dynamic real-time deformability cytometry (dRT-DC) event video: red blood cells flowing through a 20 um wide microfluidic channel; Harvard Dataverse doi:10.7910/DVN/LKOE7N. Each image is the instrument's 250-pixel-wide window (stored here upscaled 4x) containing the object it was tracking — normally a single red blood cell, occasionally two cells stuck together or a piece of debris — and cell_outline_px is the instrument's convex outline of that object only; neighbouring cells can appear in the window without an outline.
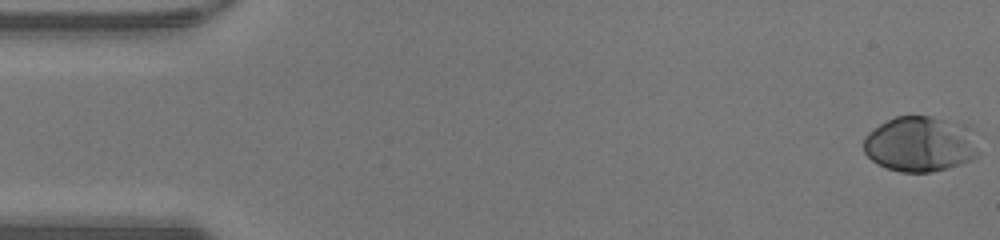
{"species": "human", "species_latin": "Homo sapiens", "temperature_condition": "warm", "stored_images_in_passage": 48, "camera_frame_rate_fps": 3000, "um_per_image_px": 0.085, "donor": {"sex": "male"}, "frame": {"image": 1, "passage_image": 1, "time_ms": 0.0, "image_size_px": [1000, 240], "cell_outline_px": [[980, 156], [972, 160], [948, 168], [932, 172], [900, 172], [876, 164], [864, 152], [864, 136], [868, 132], [880, 124], [896, 116], [928, 116], [944, 120], [964, 132], [980, 152]], "centroid_in_image_um": [78.08, 12.3], "position_along_channel_um": 6.9, "area_um2": 35.89}}
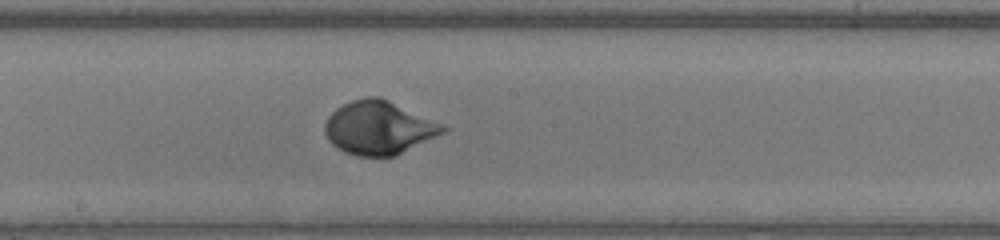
{"frame": {"image": 2, "passage_image": 26, "time_ms": 8.333, "image_size_px": [1000, 240], "cell_outline_px": [[452, 128], [396, 156], [356, 156], [344, 152], [336, 148], [328, 140], [324, 132], [324, 124], [328, 116], [336, 108], [352, 100], [368, 96], [380, 96], [444, 124]], "centroid_in_image_um": [32.19, 10.86], "position_along_channel_um": 216.0, "area_um2": 37.05}}
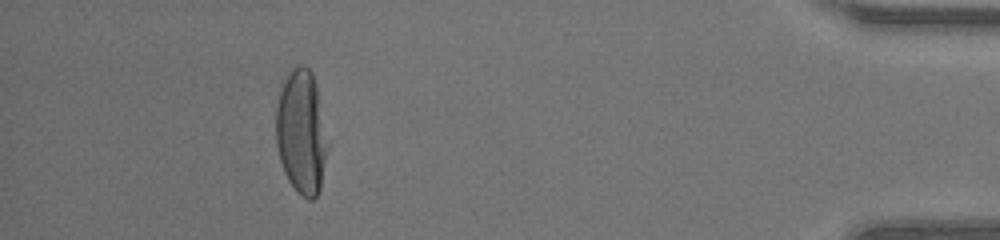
{"frame": {"image": 3, "passage_image": 44, "time_ms": 14.333, "image_size_px": [1000, 240], "cell_outline_px": [[328, 144], [320, 188], [316, 196], [312, 200], [308, 200], [288, 180], [284, 172], [280, 160], [276, 144], [276, 108], [280, 92], [292, 68], [300, 64], [304, 64], [312, 72], [316, 84]], "centroid_in_image_um": [25.62, 11.22], "position_along_channel_um": 409.6, "area_um2": 36.82}, "authors_computed_cell_mechanics": {"area_um2": 35.3158, "velocity_mm_per_s": 4.2901, "shape_relaxation_time_tau1_ms": 2.9955, "shape_relaxation_time_tau2_ms": null, "deformation_change_tau1": 0.2056, "deformation_change_tau2": null}}